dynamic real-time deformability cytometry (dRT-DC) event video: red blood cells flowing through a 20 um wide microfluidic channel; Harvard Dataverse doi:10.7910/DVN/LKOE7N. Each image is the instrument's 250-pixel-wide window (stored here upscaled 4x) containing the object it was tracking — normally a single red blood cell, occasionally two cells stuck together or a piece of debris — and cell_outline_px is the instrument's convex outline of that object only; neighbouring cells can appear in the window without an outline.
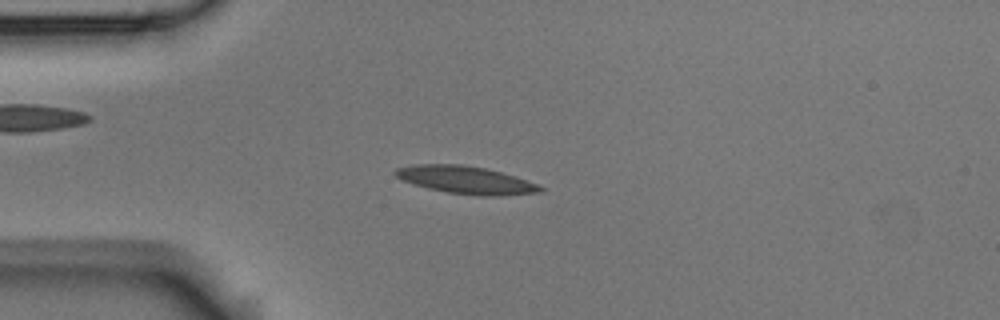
{"species": "Egyptian fruit bat (a non-hibernating species)", "species_latin": "Rousettus aegyptiacus", "temperature_condition": "room temperature", "stored_images_in_passage": 3, "camera_frame_rate_fps": 3000, "um_per_image_px": 0.085, "animal": {"sex": "male"}, "frame": {"image": 1, "passage_image": 3, "time_ms": 0.667, "image_size_px": [1000, 320], "cell_outline_px": [[544, 192], [500, 196], [476, 196], [448, 192], [428, 188], [412, 184], [396, 176], [392, 172], [396, 168], [416, 164], [460, 164], [484, 168], [516, 176], [536, 184], [544, 188]], "centroid_in_image_um": [39.61, 15.3], "position_along_channel_um": 45.4, "area_um2": 23.35}}